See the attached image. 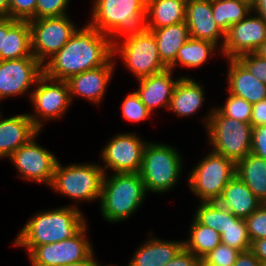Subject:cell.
Masks as SVG:
<instances>
[{"label": "cell", "mask_w": 266, "mask_h": 266, "mask_svg": "<svg viewBox=\"0 0 266 266\" xmlns=\"http://www.w3.org/2000/svg\"><path fill=\"white\" fill-rule=\"evenodd\" d=\"M112 57L110 38L85 23L43 65V73L49 78L67 81L75 74L105 65Z\"/></svg>", "instance_id": "obj_1"}, {"label": "cell", "mask_w": 266, "mask_h": 266, "mask_svg": "<svg viewBox=\"0 0 266 266\" xmlns=\"http://www.w3.org/2000/svg\"><path fill=\"white\" fill-rule=\"evenodd\" d=\"M84 215L82 209L72 204L39 210L18 231L13 245L25 249L28 255L36 246L68 239L88 222Z\"/></svg>", "instance_id": "obj_2"}, {"label": "cell", "mask_w": 266, "mask_h": 266, "mask_svg": "<svg viewBox=\"0 0 266 266\" xmlns=\"http://www.w3.org/2000/svg\"><path fill=\"white\" fill-rule=\"evenodd\" d=\"M91 1V17L87 24L106 34L112 45L148 29L146 3L143 0Z\"/></svg>", "instance_id": "obj_3"}, {"label": "cell", "mask_w": 266, "mask_h": 266, "mask_svg": "<svg viewBox=\"0 0 266 266\" xmlns=\"http://www.w3.org/2000/svg\"><path fill=\"white\" fill-rule=\"evenodd\" d=\"M147 195L140 173L104 174L99 200L101 217L116 225L124 222L137 213Z\"/></svg>", "instance_id": "obj_4"}, {"label": "cell", "mask_w": 266, "mask_h": 266, "mask_svg": "<svg viewBox=\"0 0 266 266\" xmlns=\"http://www.w3.org/2000/svg\"><path fill=\"white\" fill-rule=\"evenodd\" d=\"M179 152L173 145L148 141L139 172L147 194H165L179 184L184 170Z\"/></svg>", "instance_id": "obj_5"}, {"label": "cell", "mask_w": 266, "mask_h": 266, "mask_svg": "<svg viewBox=\"0 0 266 266\" xmlns=\"http://www.w3.org/2000/svg\"><path fill=\"white\" fill-rule=\"evenodd\" d=\"M104 171L97 163L65 164L58 160L54 169L53 179L49 186L53 193L61 194L72 199L73 207L80 208L77 204L97 202L100 200Z\"/></svg>", "instance_id": "obj_6"}, {"label": "cell", "mask_w": 266, "mask_h": 266, "mask_svg": "<svg viewBox=\"0 0 266 266\" xmlns=\"http://www.w3.org/2000/svg\"><path fill=\"white\" fill-rule=\"evenodd\" d=\"M202 117L211 150L235 163L251 152L252 126L222 115L215 107Z\"/></svg>", "instance_id": "obj_7"}, {"label": "cell", "mask_w": 266, "mask_h": 266, "mask_svg": "<svg viewBox=\"0 0 266 266\" xmlns=\"http://www.w3.org/2000/svg\"><path fill=\"white\" fill-rule=\"evenodd\" d=\"M236 175V163L212 150L190 169L186 185L198 202L217 201Z\"/></svg>", "instance_id": "obj_8"}, {"label": "cell", "mask_w": 266, "mask_h": 266, "mask_svg": "<svg viewBox=\"0 0 266 266\" xmlns=\"http://www.w3.org/2000/svg\"><path fill=\"white\" fill-rule=\"evenodd\" d=\"M118 58L125 65L124 68H127L135 76V80L168 69L160 59L153 32L148 29L142 34L127 37L114 43L113 59L116 64Z\"/></svg>", "instance_id": "obj_9"}, {"label": "cell", "mask_w": 266, "mask_h": 266, "mask_svg": "<svg viewBox=\"0 0 266 266\" xmlns=\"http://www.w3.org/2000/svg\"><path fill=\"white\" fill-rule=\"evenodd\" d=\"M29 102L33 112L28 116L40 131L45 123L64 118L73 104L67 81L49 78L44 73L37 80Z\"/></svg>", "instance_id": "obj_10"}, {"label": "cell", "mask_w": 266, "mask_h": 266, "mask_svg": "<svg viewBox=\"0 0 266 266\" xmlns=\"http://www.w3.org/2000/svg\"><path fill=\"white\" fill-rule=\"evenodd\" d=\"M28 22L31 29L32 55L42 65L53 57L79 28L69 15L31 19Z\"/></svg>", "instance_id": "obj_11"}, {"label": "cell", "mask_w": 266, "mask_h": 266, "mask_svg": "<svg viewBox=\"0 0 266 266\" xmlns=\"http://www.w3.org/2000/svg\"><path fill=\"white\" fill-rule=\"evenodd\" d=\"M147 143L134 131L112 136L100 151L104 174L109 170L111 173H139Z\"/></svg>", "instance_id": "obj_12"}, {"label": "cell", "mask_w": 266, "mask_h": 266, "mask_svg": "<svg viewBox=\"0 0 266 266\" xmlns=\"http://www.w3.org/2000/svg\"><path fill=\"white\" fill-rule=\"evenodd\" d=\"M40 132L29 142L19 147L8 158L15 170L17 169V178L24 181L34 182L36 184H45L50 186L54 169L59 160L54 152L40 146L36 139Z\"/></svg>", "instance_id": "obj_13"}, {"label": "cell", "mask_w": 266, "mask_h": 266, "mask_svg": "<svg viewBox=\"0 0 266 266\" xmlns=\"http://www.w3.org/2000/svg\"><path fill=\"white\" fill-rule=\"evenodd\" d=\"M88 222L72 237L36 246L28 255L31 266H64L87 258L95 249L89 235ZM89 238V239H88Z\"/></svg>", "instance_id": "obj_14"}, {"label": "cell", "mask_w": 266, "mask_h": 266, "mask_svg": "<svg viewBox=\"0 0 266 266\" xmlns=\"http://www.w3.org/2000/svg\"><path fill=\"white\" fill-rule=\"evenodd\" d=\"M43 74V65L35 57L0 60V104L8 97H20L31 92ZM31 89V90H30Z\"/></svg>", "instance_id": "obj_15"}, {"label": "cell", "mask_w": 266, "mask_h": 266, "mask_svg": "<svg viewBox=\"0 0 266 266\" xmlns=\"http://www.w3.org/2000/svg\"><path fill=\"white\" fill-rule=\"evenodd\" d=\"M266 40V21L251 12L225 32L221 55L236 59L246 53H255Z\"/></svg>", "instance_id": "obj_16"}, {"label": "cell", "mask_w": 266, "mask_h": 266, "mask_svg": "<svg viewBox=\"0 0 266 266\" xmlns=\"http://www.w3.org/2000/svg\"><path fill=\"white\" fill-rule=\"evenodd\" d=\"M113 57L103 66L87 70L71 76L67 83L69 85L72 103L76 97L87 100L89 103L100 107L107 92L108 85L113 79L116 69Z\"/></svg>", "instance_id": "obj_17"}, {"label": "cell", "mask_w": 266, "mask_h": 266, "mask_svg": "<svg viewBox=\"0 0 266 266\" xmlns=\"http://www.w3.org/2000/svg\"><path fill=\"white\" fill-rule=\"evenodd\" d=\"M185 22L190 37L210 41L222 48L225 33L214 20L212 0H187Z\"/></svg>", "instance_id": "obj_18"}, {"label": "cell", "mask_w": 266, "mask_h": 266, "mask_svg": "<svg viewBox=\"0 0 266 266\" xmlns=\"http://www.w3.org/2000/svg\"><path fill=\"white\" fill-rule=\"evenodd\" d=\"M173 77L174 71L168 68L158 74L138 79L135 92L151 114L157 108L168 110L174 88L182 76Z\"/></svg>", "instance_id": "obj_19"}, {"label": "cell", "mask_w": 266, "mask_h": 266, "mask_svg": "<svg viewBox=\"0 0 266 266\" xmlns=\"http://www.w3.org/2000/svg\"><path fill=\"white\" fill-rule=\"evenodd\" d=\"M41 132L28 116L20 113L4 116L0 113V159H8L19 147Z\"/></svg>", "instance_id": "obj_20"}, {"label": "cell", "mask_w": 266, "mask_h": 266, "mask_svg": "<svg viewBox=\"0 0 266 266\" xmlns=\"http://www.w3.org/2000/svg\"><path fill=\"white\" fill-rule=\"evenodd\" d=\"M148 234L150 238L135 249L126 266H164L184 247L183 239L166 240L153 236L151 231Z\"/></svg>", "instance_id": "obj_21"}, {"label": "cell", "mask_w": 266, "mask_h": 266, "mask_svg": "<svg viewBox=\"0 0 266 266\" xmlns=\"http://www.w3.org/2000/svg\"><path fill=\"white\" fill-rule=\"evenodd\" d=\"M226 91L251 104L266 99V84L253 76L237 59H226Z\"/></svg>", "instance_id": "obj_22"}, {"label": "cell", "mask_w": 266, "mask_h": 266, "mask_svg": "<svg viewBox=\"0 0 266 266\" xmlns=\"http://www.w3.org/2000/svg\"><path fill=\"white\" fill-rule=\"evenodd\" d=\"M200 82L192 76L182 75L174 88L167 111L181 118H190L197 114L206 100L204 85Z\"/></svg>", "instance_id": "obj_23"}, {"label": "cell", "mask_w": 266, "mask_h": 266, "mask_svg": "<svg viewBox=\"0 0 266 266\" xmlns=\"http://www.w3.org/2000/svg\"><path fill=\"white\" fill-rule=\"evenodd\" d=\"M217 202L229 211L230 216L241 219L249 217L262 204L237 175L224 187Z\"/></svg>", "instance_id": "obj_24"}, {"label": "cell", "mask_w": 266, "mask_h": 266, "mask_svg": "<svg viewBox=\"0 0 266 266\" xmlns=\"http://www.w3.org/2000/svg\"><path fill=\"white\" fill-rule=\"evenodd\" d=\"M148 30L153 32L156 39L161 61L169 68L175 62L178 50L190 38L186 22Z\"/></svg>", "instance_id": "obj_25"}, {"label": "cell", "mask_w": 266, "mask_h": 266, "mask_svg": "<svg viewBox=\"0 0 266 266\" xmlns=\"http://www.w3.org/2000/svg\"><path fill=\"white\" fill-rule=\"evenodd\" d=\"M187 0H150L146 3L148 29L185 22Z\"/></svg>", "instance_id": "obj_26"}, {"label": "cell", "mask_w": 266, "mask_h": 266, "mask_svg": "<svg viewBox=\"0 0 266 266\" xmlns=\"http://www.w3.org/2000/svg\"><path fill=\"white\" fill-rule=\"evenodd\" d=\"M216 52L221 55V49L216 44L190 37L178 50L176 60L169 69L175 71V68L179 66L187 69H198L207 63L209 58L215 57Z\"/></svg>", "instance_id": "obj_27"}, {"label": "cell", "mask_w": 266, "mask_h": 266, "mask_svg": "<svg viewBox=\"0 0 266 266\" xmlns=\"http://www.w3.org/2000/svg\"><path fill=\"white\" fill-rule=\"evenodd\" d=\"M236 175L261 202L266 199V160L250 152L236 163Z\"/></svg>", "instance_id": "obj_28"}, {"label": "cell", "mask_w": 266, "mask_h": 266, "mask_svg": "<svg viewBox=\"0 0 266 266\" xmlns=\"http://www.w3.org/2000/svg\"><path fill=\"white\" fill-rule=\"evenodd\" d=\"M34 57L31 51V29L28 21H17L4 34V51H0V60H12Z\"/></svg>", "instance_id": "obj_29"}, {"label": "cell", "mask_w": 266, "mask_h": 266, "mask_svg": "<svg viewBox=\"0 0 266 266\" xmlns=\"http://www.w3.org/2000/svg\"><path fill=\"white\" fill-rule=\"evenodd\" d=\"M190 223L188 237L183 239V246L198 258H203L222 243L219 231L201 224L194 216Z\"/></svg>", "instance_id": "obj_30"}, {"label": "cell", "mask_w": 266, "mask_h": 266, "mask_svg": "<svg viewBox=\"0 0 266 266\" xmlns=\"http://www.w3.org/2000/svg\"><path fill=\"white\" fill-rule=\"evenodd\" d=\"M213 17L225 33L251 13V5L242 0H212Z\"/></svg>", "instance_id": "obj_31"}, {"label": "cell", "mask_w": 266, "mask_h": 266, "mask_svg": "<svg viewBox=\"0 0 266 266\" xmlns=\"http://www.w3.org/2000/svg\"><path fill=\"white\" fill-rule=\"evenodd\" d=\"M219 232L222 244L228 245L239 252L250 250L251 240L245 219L230 216Z\"/></svg>", "instance_id": "obj_32"}, {"label": "cell", "mask_w": 266, "mask_h": 266, "mask_svg": "<svg viewBox=\"0 0 266 266\" xmlns=\"http://www.w3.org/2000/svg\"><path fill=\"white\" fill-rule=\"evenodd\" d=\"M196 209L193 216L201 224L213 228L215 231H220L230 217L229 211L217 201L199 202Z\"/></svg>", "instance_id": "obj_33"}, {"label": "cell", "mask_w": 266, "mask_h": 266, "mask_svg": "<svg viewBox=\"0 0 266 266\" xmlns=\"http://www.w3.org/2000/svg\"><path fill=\"white\" fill-rule=\"evenodd\" d=\"M215 108L228 118L250 124L252 104L243 98L228 93V97H226L224 104L218 105L217 107L215 106Z\"/></svg>", "instance_id": "obj_34"}, {"label": "cell", "mask_w": 266, "mask_h": 266, "mask_svg": "<svg viewBox=\"0 0 266 266\" xmlns=\"http://www.w3.org/2000/svg\"><path fill=\"white\" fill-rule=\"evenodd\" d=\"M121 111L123 119L127 122L139 123L148 120L152 114L142 103L138 94L133 90L122 101Z\"/></svg>", "instance_id": "obj_35"}, {"label": "cell", "mask_w": 266, "mask_h": 266, "mask_svg": "<svg viewBox=\"0 0 266 266\" xmlns=\"http://www.w3.org/2000/svg\"><path fill=\"white\" fill-rule=\"evenodd\" d=\"M71 0H37L35 19L68 15Z\"/></svg>", "instance_id": "obj_36"}, {"label": "cell", "mask_w": 266, "mask_h": 266, "mask_svg": "<svg viewBox=\"0 0 266 266\" xmlns=\"http://www.w3.org/2000/svg\"><path fill=\"white\" fill-rule=\"evenodd\" d=\"M248 235L251 240L266 238V207L261 204L245 219Z\"/></svg>", "instance_id": "obj_37"}, {"label": "cell", "mask_w": 266, "mask_h": 266, "mask_svg": "<svg viewBox=\"0 0 266 266\" xmlns=\"http://www.w3.org/2000/svg\"><path fill=\"white\" fill-rule=\"evenodd\" d=\"M239 253L238 250L221 243L203 258L215 266H232Z\"/></svg>", "instance_id": "obj_38"}, {"label": "cell", "mask_w": 266, "mask_h": 266, "mask_svg": "<svg viewBox=\"0 0 266 266\" xmlns=\"http://www.w3.org/2000/svg\"><path fill=\"white\" fill-rule=\"evenodd\" d=\"M37 0H9V18L19 21L35 19Z\"/></svg>", "instance_id": "obj_39"}, {"label": "cell", "mask_w": 266, "mask_h": 266, "mask_svg": "<svg viewBox=\"0 0 266 266\" xmlns=\"http://www.w3.org/2000/svg\"><path fill=\"white\" fill-rule=\"evenodd\" d=\"M253 76L266 84V59L256 53H246L236 58Z\"/></svg>", "instance_id": "obj_40"}, {"label": "cell", "mask_w": 266, "mask_h": 266, "mask_svg": "<svg viewBox=\"0 0 266 266\" xmlns=\"http://www.w3.org/2000/svg\"><path fill=\"white\" fill-rule=\"evenodd\" d=\"M251 153L266 160V125L252 128Z\"/></svg>", "instance_id": "obj_41"}, {"label": "cell", "mask_w": 266, "mask_h": 266, "mask_svg": "<svg viewBox=\"0 0 266 266\" xmlns=\"http://www.w3.org/2000/svg\"><path fill=\"white\" fill-rule=\"evenodd\" d=\"M199 258L184 247L164 266H197Z\"/></svg>", "instance_id": "obj_42"}, {"label": "cell", "mask_w": 266, "mask_h": 266, "mask_svg": "<svg viewBox=\"0 0 266 266\" xmlns=\"http://www.w3.org/2000/svg\"><path fill=\"white\" fill-rule=\"evenodd\" d=\"M250 124L252 127L266 125V99L252 104Z\"/></svg>", "instance_id": "obj_43"}, {"label": "cell", "mask_w": 266, "mask_h": 266, "mask_svg": "<svg viewBox=\"0 0 266 266\" xmlns=\"http://www.w3.org/2000/svg\"><path fill=\"white\" fill-rule=\"evenodd\" d=\"M259 259L249 250L240 252L232 266H260Z\"/></svg>", "instance_id": "obj_44"}, {"label": "cell", "mask_w": 266, "mask_h": 266, "mask_svg": "<svg viewBox=\"0 0 266 266\" xmlns=\"http://www.w3.org/2000/svg\"><path fill=\"white\" fill-rule=\"evenodd\" d=\"M250 251L261 263H266V238L253 240L251 242Z\"/></svg>", "instance_id": "obj_45"}, {"label": "cell", "mask_w": 266, "mask_h": 266, "mask_svg": "<svg viewBox=\"0 0 266 266\" xmlns=\"http://www.w3.org/2000/svg\"><path fill=\"white\" fill-rule=\"evenodd\" d=\"M18 20L5 17L0 18V51H4V34L17 22Z\"/></svg>", "instance_id": "obj_46"}, {"label": "cell", "mask_w": 266, "mask_h": 266, "mask_svg": "<svg viewBox=\"0 0 266 266\" xmlns=\"http://www.w3.org/2000/svg\"><path fill=\"white\" fill-rule=\"evenodd\" d=\"M251 12L259 15L266 21V0H254L251 4Z\"/></svg>", "instance_id": "obj_47"}, {"label": "cell", "mask_w": 266, "mask_h": 266, "mask_svg": "<svg viewBox=\"0 0 266 266\" xmlns=\"http://www.w3.org/2000/svg\"><path fill=\"white\" fill-rule=\"evenodd\" d=\"M95 250L85 259L64 266H95L98 262Z\"/></svg>", "instance_id": "obj_48"}, {"label": "cell", "mask_w": 266, "mask_h": 266, "mask_svg": "<svg viewBox=\"0 0 266 266\" xmlns=\"http://www.w3.org/2000/svg\"><path fill=\"white\" fill-rule=\"evenodd\" d=\"M9 17V0H0V18Z\"/></svg>", "instance_id": "obj_49"}, {"label": "cell", "mask_w": 266, "mask_h": 266, "mask_svg": "<svg viewBox=\"0 0 266 266\" xmlns=\"http://www.w3.org/2000/svg\"><path fill=\"white\" fill-rule=\"evenodd\" d=\"M260 57L266 59V40L261 44L258 50L255 52Z\"/></svg>", "instance_id": "obj_50"}, {"label": "cell", "mask_w": 266, "mask_h": 266, "mask_svg": "<svg viewBox=\"0 0 266 266\" xmlns=\"http://www.w3.org/2000/svg\"><path fill=\"white\" fill-rule=\"evenodd\" d=\"M197 266H215V265L209 263L204 258H199V261L197 263Z\"/></svg>", "instance_id": "obj_51"}, {"label": "cell", "mask_w": 266, "mask_h": 266, "mask_svg": "<svg viewBox=\"0 0 266 266\" xmlns=\"http://www.w3.org/2000/svg\"><path fill=\"white\" fill-rule=\"evenodd\" d=\"M95 266H118V265H113V264H108V265H107V264H106V265L103 264V265H102V264L99 263V261H98V262L95 264ZM120 266H121V265H120Z\"/></svg>", "instance_id": "obj_52"}, {"label": "cell", "mask_w": 266, "mask_h": 266, "mask_svg": "<svg viewBox=\"0 0 266 266\" xmlns=\"http://www.w3.org/2000/svg\"><path fill=\"white\" fill-rule=\"evenodd\" d=\"M242 1H245V2L249 3L250 5L254 2V0H242Z\"/></svg>", "instance_id": "obj_53"}, {"label": "cell", "mask_w": 266, "mask_h": 266, "mask_svg": "<svg viewBox=\"0 0 266 266\" xmlns=\"http://www.w3.org/2000/svg\"><path fill=\"white\" fill-rule=\"evenodd\" d=\"M262 204L266 207V199L262 202Z\"/></svg>", "instance_id": "obj_54"}, {"label": "cell", "mask_w": 266, "mask_h": 266, "mask_svg": "<svg viewBox=\"0 0 266 266\" xmlns=\"http://www.w3.org/2000/svg\"><path fill=\"white\" fill-rule=\"evenodd\" d=\"M260 266H266V263H261Z\"/></svg>", "instance_id": "obj_55"}]
</instances>
